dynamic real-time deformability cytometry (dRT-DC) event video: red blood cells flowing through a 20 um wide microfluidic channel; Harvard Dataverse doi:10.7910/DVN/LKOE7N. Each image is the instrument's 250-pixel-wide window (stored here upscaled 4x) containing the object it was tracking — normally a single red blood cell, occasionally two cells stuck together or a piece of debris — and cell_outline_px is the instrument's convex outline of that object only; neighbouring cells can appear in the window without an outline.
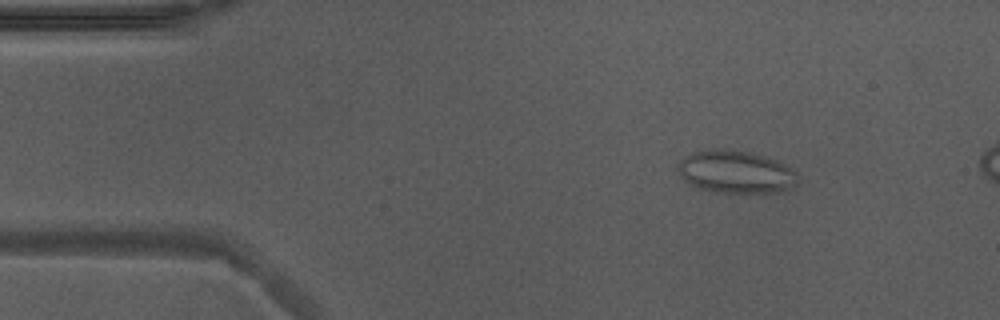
{"species": "Egyptian fruit bat (a non-hibernating species)", "species_latin": "Rousettus aegyptiacus", "temperature_condition": "warm", "stored_images_in_passage": 15, "camera_frame_rate_fps": 3000, "um_per_image_px": 0.085, "animal": {"sex": "male"}, "frame": {"image": 1, "passage_image": 7, "time_ms": 2.0, "image_size_px": [1000, 320], "cell_outline_px": [[800, 180], [792, 188], [784, 192], [740, 196], [716, 192], [696, 188], [688, 184], [684, 180], [676, 168], [680, 160], [684, 156], [692, 152], [712, 148], [728, 148], [748, 152], [764, 156], [776, 160], [792, 168], [796, 172]], "centroid_in_image_um": [62.56, 14.66], "position_along_channel_um": 22.4, "area_um2": 31.33}}